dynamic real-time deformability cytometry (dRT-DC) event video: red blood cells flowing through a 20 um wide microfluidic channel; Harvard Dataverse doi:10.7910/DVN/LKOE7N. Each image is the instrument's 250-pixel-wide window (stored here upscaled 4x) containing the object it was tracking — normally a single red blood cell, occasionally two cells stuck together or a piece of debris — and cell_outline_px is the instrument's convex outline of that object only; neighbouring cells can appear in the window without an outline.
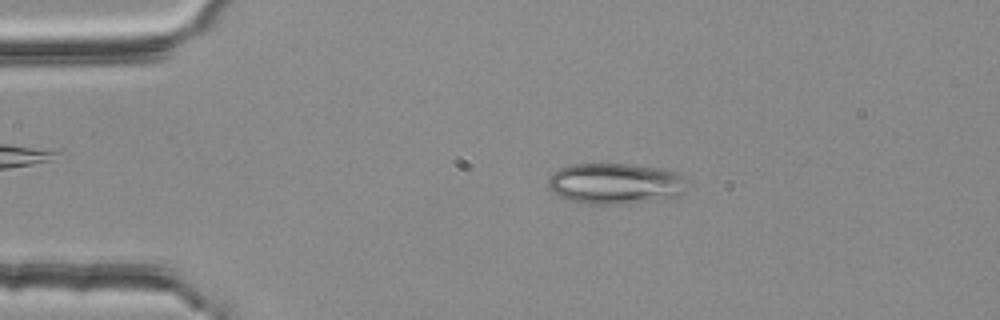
{"species": "common noctule bat (a hibernating species)", "species_latin": "Nyctalus noctula", "temperature_condition": "room temperature", "stored_images_in_passage": 38, "camera_frame_rate_fps": 3000, "um_per_image_px": 0.085, "animal": {"sex": "female", "body_mass_g": 25.1}, "frame": {"image": 1, "passage_image": 2, "time_ms": 0.333, "image_size_px": [1000, 320], "cell_outline_px": [[684, 192], [676, 196], [628, 204], [584, 204], [568, 200], [552, 192], [548, 188], [548, 176], [552, 172], [560, 168], [572, 164], [632, 164], [664, 168], [676, 172], [680, 176]], "centroid_in_image_um": [52.2, 15.6], "position_along_channel_um": 32.8, "area_um2": 33.12}}
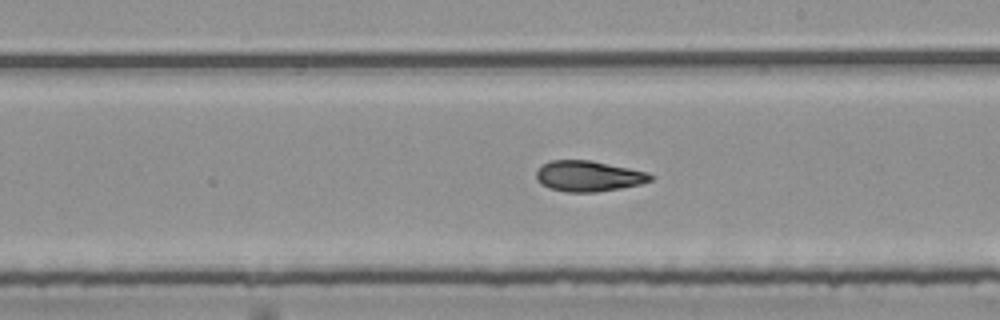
{"frame": {"image": 2, "passage_image": 22, "time_ms": 7.0, "image_size_px": [1000, 320], "cell_outline_px": [[656, 176], [652, 180], [640, 184], [620, 188], [596, 192], [568, 192], [548, 188], [540, 184], [536, 180], [536, 172], [540, 164], [552, 160], [588, 160], [648, 172]], "centroid_in_image_um": [49.99, 14.97], "position_along_channel_um": 239.0, "area_um2": 20.52}}
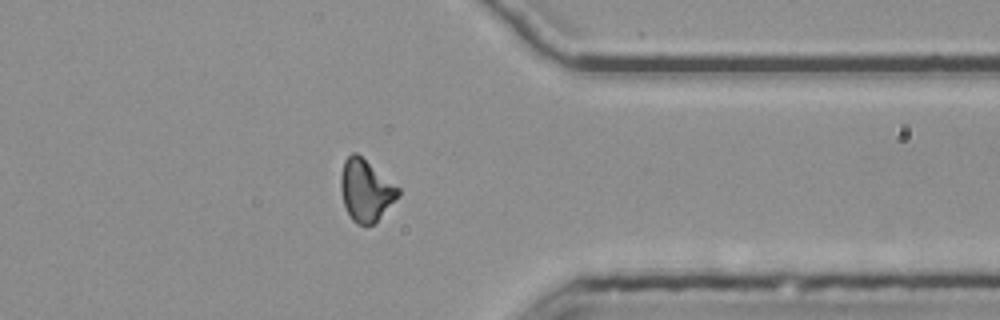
{"frame": {"image": 3, "passage_image": 34, "time_ms": 11.0, "image_size_px": [1000, 320], "cell_outline_px": [[400, 196], [368, 228], [356, 224], [352, 220], [344, 204], [340, 188], [340, 176], [344, 160], [352, 152], [356, 152], [400, 188]], "centroid_in_image_um": [31.08, 16.19], "position_along_channel_um": 380.3, "area_um2": 20.63}, "authors_computed_cell_mechanics": {"area_um2": 20.4612, "velocity_mm_per_s": 3.7838, "shape_relaxation_time_tau1_ms": null, "shape_relaxation_time_tau2_ms": 3.9049, "deformation_change_tau1": null, "deformation_change_tau2": 0.1153}}